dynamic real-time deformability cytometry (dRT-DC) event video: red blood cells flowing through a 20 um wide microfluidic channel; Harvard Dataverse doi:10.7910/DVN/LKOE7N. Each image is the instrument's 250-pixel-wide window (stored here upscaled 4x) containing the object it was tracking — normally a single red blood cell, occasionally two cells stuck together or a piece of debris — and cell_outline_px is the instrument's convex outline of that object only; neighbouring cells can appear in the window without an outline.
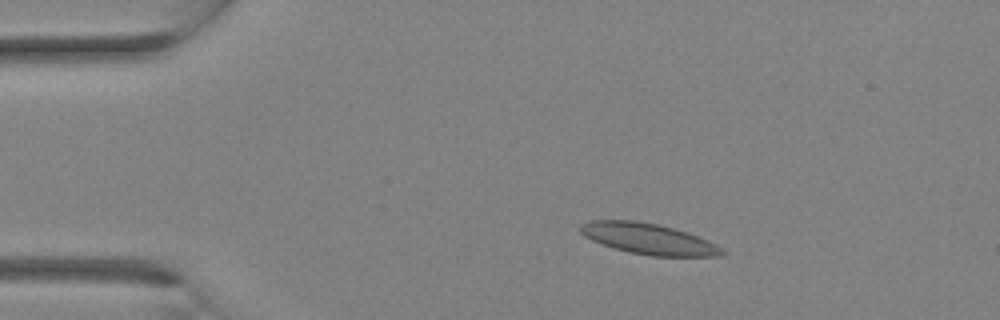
{"species": "Egyptian fruit bat (a non-hibernating species)", "species_latin": "Rousettus aegyptiacus", "temperature_condition": "room temperature", "stored_images_in_passage": 15, "camera_frame_rate_fps": 3000, "um_per_image_px": 0.085, "animal": {"sex": "female"}, "frame": {"image": 1, "passage_image": 6, "time_ms": 1.667, "image_size_px": [1000, 320], "cell_outline_px": [[728, 252], [724, 256], [652, 256], [628, 252], [612, 248], [592, 240], [584, 236], [580, 232], [580, 224], [588, 220], [636, 220], [656, 224], [688, 232], [716, 244]], "centroid_in_image_um": [55.12, 20.3], "position_along_channel_um": 29.9, "area_um2": 25.66}}
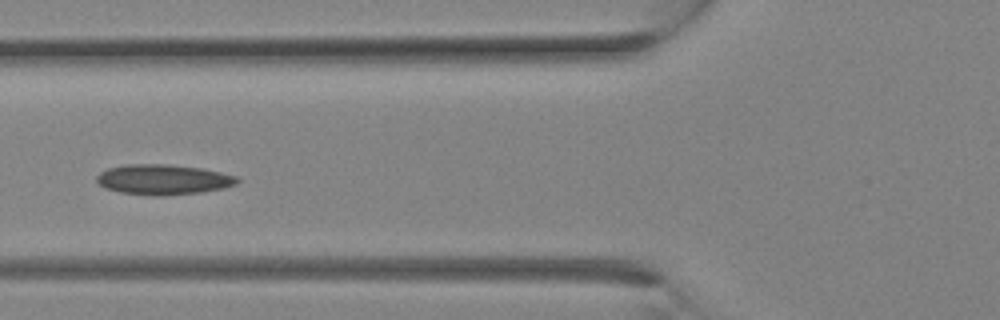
{"frame": {"image": 2, "passage_image": 12, "time_ms": 3.667, "image_size_px": [1000, 320], "cell_outline_px": [[240, 180], [236, 184], [224, 188], [200, 192], [164, 196], [152, 196], [120, 192], [104, 188], [96, 180], [96, 176], [100, 172], [108, 168], [124, 164], [168, 164], [204, 168], [236, 176]], "centroid_in_image_um": [13.86, 15.26], "position_along_channel_um": 111.9, "area_um2": 24.97}}
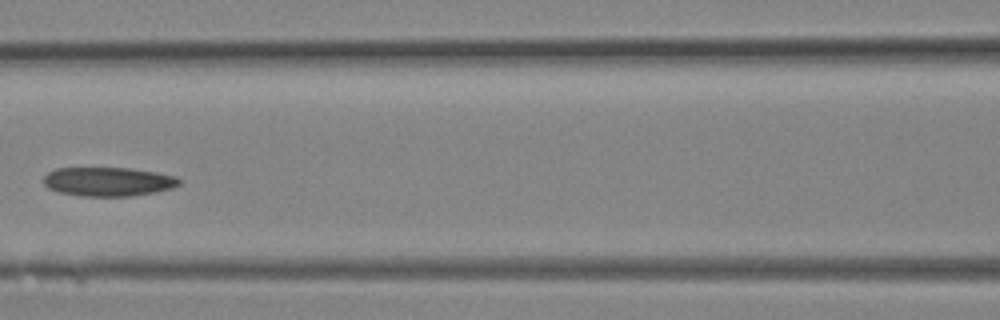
{"frame": {"image": 3, "passage_image": 14, "time_ms": 4.333, "image_size_px": [1000, 320], "cell_outline_px": [[180, 184], [172, 188], [156, 192], [132, 196], [80, 196], [60, 192], [48, 188], [44, 184], [44, 176], [48, 172], [56, 168], [132, 168], [180, 176]], "centroid_in_image_um": [9.24, 15.43], "position_along_channel_um": 157.4, "area_um2": 23.12}}